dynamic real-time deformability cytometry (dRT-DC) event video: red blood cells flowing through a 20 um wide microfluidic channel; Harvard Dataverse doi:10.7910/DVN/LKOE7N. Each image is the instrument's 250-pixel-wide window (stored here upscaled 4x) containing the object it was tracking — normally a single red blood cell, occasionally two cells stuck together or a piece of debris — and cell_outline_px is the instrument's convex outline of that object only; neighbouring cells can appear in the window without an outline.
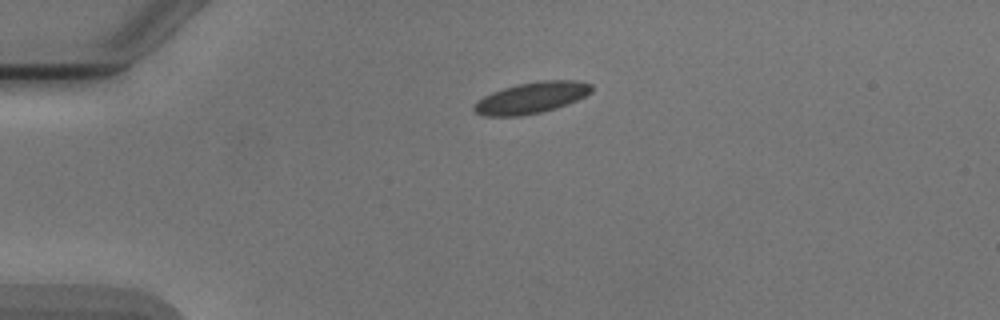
{"species": "Egyptian fruit bat (a non-hibernating species)", "species_latin": "Rousettus aegyptiacus", "temperature_condition": "cold", "stored_images_in_passage": 2, "camera_frame_rate_fps": 3000, "um_per_image_px": 0.085, "animal": {"sex": "male"}, "frame": {"image": 1, "passage_image": 1, "time_ms": 0.0, "image_size_px": [1000, 320], "cell_outline_px": [[592, 92], [576, 100], [556, 108], [540, 112], [520, 116], [484, 116], [476, 112], [472, 108], [472, 104], [476, 100], [492, 92], [516, 84], [540, 80], [576, 80], [592, 84]], "centroid_in_image_um": [45.14, 8.3], "position_along_channel_um": 39.9, "area_um2": 21.44}}